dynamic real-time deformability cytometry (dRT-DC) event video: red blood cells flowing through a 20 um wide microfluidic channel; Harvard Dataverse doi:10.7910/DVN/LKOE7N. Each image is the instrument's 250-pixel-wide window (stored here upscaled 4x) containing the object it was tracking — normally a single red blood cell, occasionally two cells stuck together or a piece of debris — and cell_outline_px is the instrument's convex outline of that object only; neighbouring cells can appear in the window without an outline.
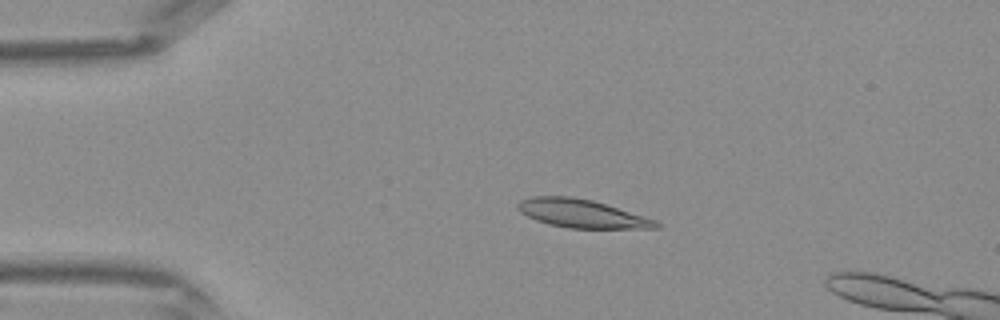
{"species": "Egyptian fruit bat (a non-hibernating species)", "species_latin": "Rousettus aegyptiacus", "temperature_condition": "warm", "stored_images_in_passage": 37, "camera_frame_rate_fps": 3000, "um_per_image_px": 0.085, "frame": {"image": 1, "passage_image": 5, "time_ms": 1.333, "image_size_px": [1000, 320], "cell_outline_px": [[660, 228], [568, 228], [548, 224], [536, 220], [520, 212], [516, 208], [516, 204], [520, 200], [532, 196], [572, 196], [592, 200], [656, 220], [660, 224]], "centroid_in_image_um": [49.4, 18.15], "position_along_channel_um": 35.6, "area_um2": 22.72}}
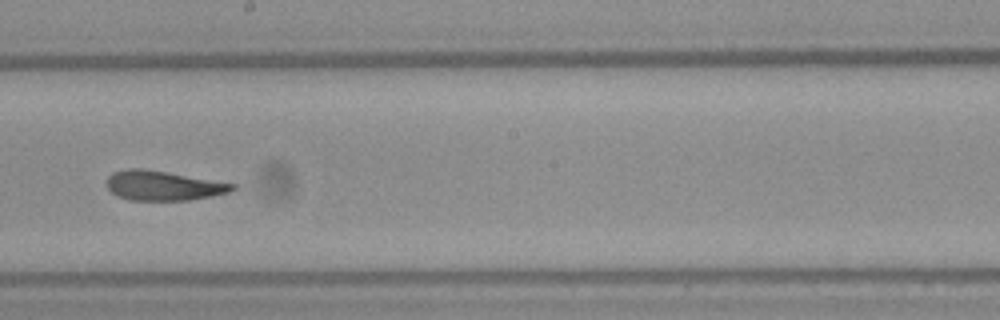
{"frame": {"image": 2, "passage_image": 20, "time_ms": 6.333, "image_size_px": [1000, 320], "cell_outline_px": [[236, 188], [228, 192], [212, 196], [188, 200], [128, 200], [116, 196], [108, 188], [108, 176], [112, 172], [128, 168], [144, 168], [168, 172], [236, 184]], "centroid_in_image_um": [13.85, 15.77], "position_along_channel_um": 234.3, "area_um2": 21.68}}
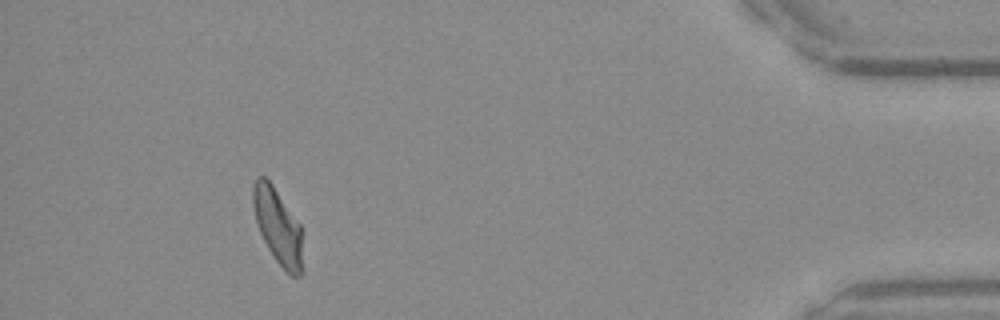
{"frame": {"image": 3, "passage_image": 35, "time_ms": 11.333, "image_size_px": [1000, 320], "cell_outline_px": [[304, 272], [300, 276], [292, 276], [276, 260], [268, 248], [256, 224], [252, 204], [252, 184], [256, 176], [264, 176], [272, 184], [300, 224], [304, 268]], "centroid_in_image_um": [23.61, 19.23], "position_along_channel_um": 411.6, "area_um2": 22.02}}